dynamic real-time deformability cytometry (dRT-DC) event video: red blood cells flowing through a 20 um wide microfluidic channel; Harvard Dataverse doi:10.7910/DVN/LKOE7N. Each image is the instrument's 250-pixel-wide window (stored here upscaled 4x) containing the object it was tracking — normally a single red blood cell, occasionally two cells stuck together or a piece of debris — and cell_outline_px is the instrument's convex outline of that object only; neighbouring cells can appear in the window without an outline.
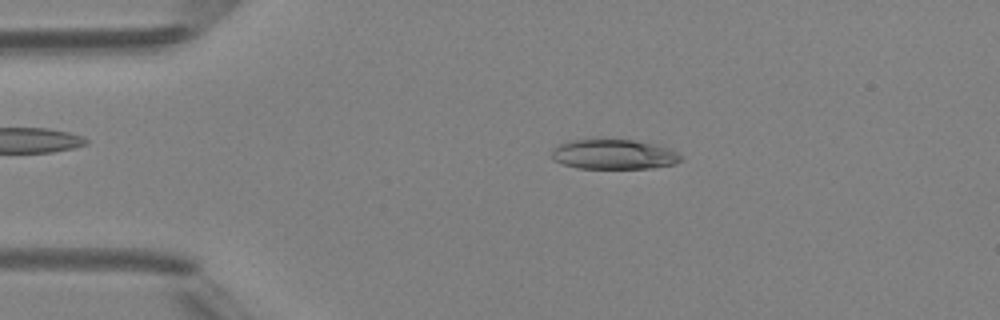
{"species": "Egyptian fruit bat (a non-hibernating species)", "species_latin": "Rousettus aegyptiacus", "temperature_condition": "room temperature", "stored_images_in_passage": 3, "camera_frame_rate_fps": 3000, "um_per_image_px": 0.085, "animal": {"sex": "female"}, "frame": {"image": 1, "passage_image": 2, "time_ms": 1.333, "image_size_px": [1000, 320], "cell_outline_px": [[684, 160], [676, 164], [652, 168], [580, 168], [564, 164], [552, 160], [552, 148], [568, 140], [596, 136], [632, 140], [652, 144], [676, 152]], "centroid_in_image_um": [52.1, 13.08], "position_along_channel_um": 32.9, "area_um2": 23.12}}